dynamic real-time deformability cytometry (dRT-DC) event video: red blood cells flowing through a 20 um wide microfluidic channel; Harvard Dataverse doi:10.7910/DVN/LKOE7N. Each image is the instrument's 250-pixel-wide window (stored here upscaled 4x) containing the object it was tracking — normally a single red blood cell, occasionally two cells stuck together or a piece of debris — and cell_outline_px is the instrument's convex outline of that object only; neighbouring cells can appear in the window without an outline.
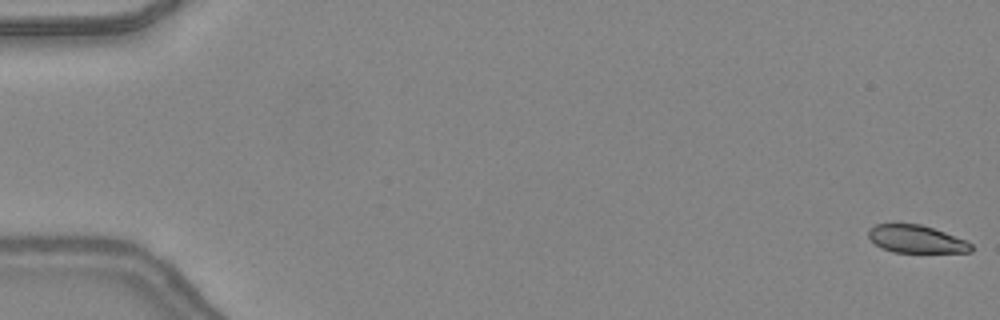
{"species": "common noctule bat (a hibernating species)", "species_latin": "Nyctalus noctula", "temperature_condition": "warm", "stored_images_in_passage": 48, "camera_frame_rate_fps": 3000, "um_per_image_px": 0.085, "animal": {"sex": "female", "body_mass_g": 24.6, "forearm_length_mm": 56.2}, "frame": {"image": 1, "passage_image": 1, "time_ms": 0.0, "image_size_px": [1000, 320], "cell_outline_px": [[972, 252], [892, 252], [880, 248], [868, 236], [868, 232], [876, 224], [892, 220], [920, 224], [968, 240], [972, 244]], "centroid_in_image_um": [77.84, 20.28], "position_along_channel_um": 7.2, "area_um2": 17.11}}
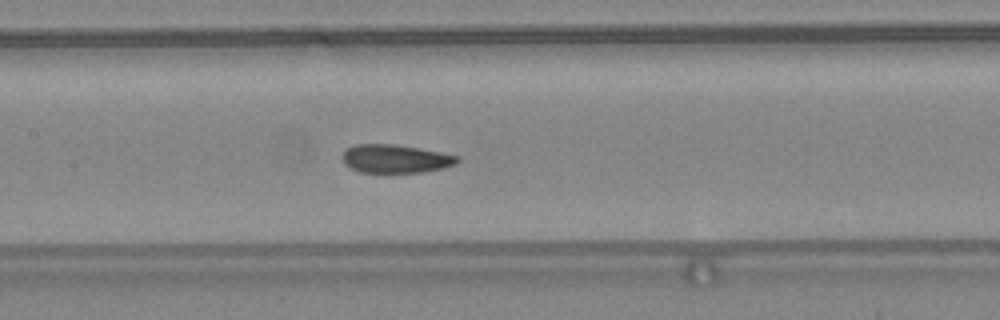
{"frame": {"image": 2, "passage_image": 24, "time_ms": 7.667, "image_size_px": [1000, 320], "cell_outline_px": [[460, 160], [456, 164], [440, 168], [420, 172], [360, 172], [344, 164], [344, 152], [348, 148], [356, 144], [392, 144], [440, 152], [460, 156]], "centroid_in_image_um": [33.63, 13.49], "position_along_channel_um": 173.8, "area_um2": 18.61}}
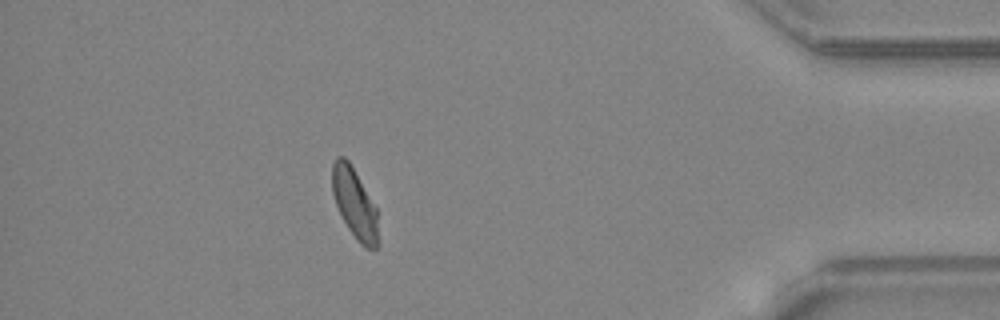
{"frame": {"image": 3, "passage_image": 43, "time_ms": 14.0, "image_size_px": [1000, 320], "cell_outline_px": [[380, 244], [376, 248], [364, 248], [356, 240], [348, 228], [336, 204], [332, 192], [332, 164], [336, 156], [344, 156], [348, 160], [376, 208]], "centroid_in_image_um": [30.15, 17.33], "position_along_channel_um": 405.0, "area_um2": 18.73}, "authors_computed_cell_mechanics": {"area_um2": 19.2763, "velocity_mm_per_s": 4.3688, "shape_relaxation_time_tau1_ms": 4.105, "shape_relaxation_time_tau2_ms": 0.6264, "deformation_change_tau1": 0.1477, "deformation_change_tau2": 0.0603}}